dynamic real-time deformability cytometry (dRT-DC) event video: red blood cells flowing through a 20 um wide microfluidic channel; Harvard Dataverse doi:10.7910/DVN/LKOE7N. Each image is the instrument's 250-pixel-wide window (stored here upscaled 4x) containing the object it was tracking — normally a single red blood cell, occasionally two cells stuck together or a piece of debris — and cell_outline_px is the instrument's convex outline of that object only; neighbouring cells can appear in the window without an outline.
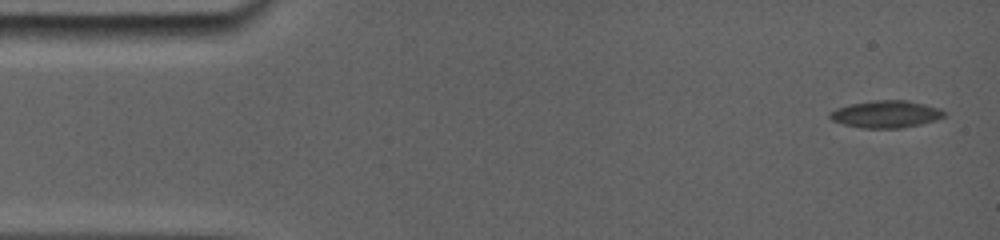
{"species": "common noctule bat (a hibernating species)", "species_latin": "Nyctalus noctula", "temperature_condition": "room temperature", "stored_images_in_passage": 7, "camera_frame_rate_fps": 5000, "um_per_image_px": 0.085, "animal": {"sex": "female", "body_mass_g": 19.0, "forearm_length_mm": 56.7}, "frame": {"image": 1, "passage_image": 1, "time_ms": 0.0, "image_size_px": [1000, 240], "cell_outline_px": [[944, 116], [932, 120], [916, 124], [896, 128], [864, 128], [844, 124], [832, 120], [828, 116], [836, 108], [852, 104], [876, 100], [904, 100], [924, 104], [936, 108], [944, 112]], "centroid_in_image_um": [75.24, 9.69], "position_along_channel_um": 9.8, "area_um2": 17.4}}
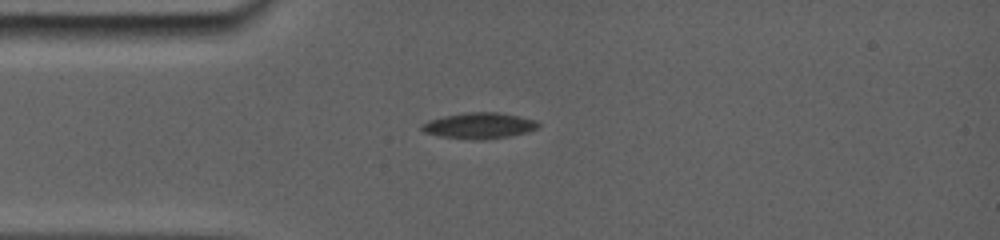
{"frame": {"image": 2, "passage_image": 5, "time_ms": 3.6, "image_size_px": [1000, 240], "cell_outline_px": [[540, 124], [536, 128], [520, 132], [500, 136], [448, 136], [428, 132], [420, 128], [428, 120], [444, 116], [468, 112], [496, 112], [516, 116], [532, 120]], "centroid_in_image_um": [40.69, 10.59], "position_along_channel_um": 44.3, "area_um2": 15.61}}
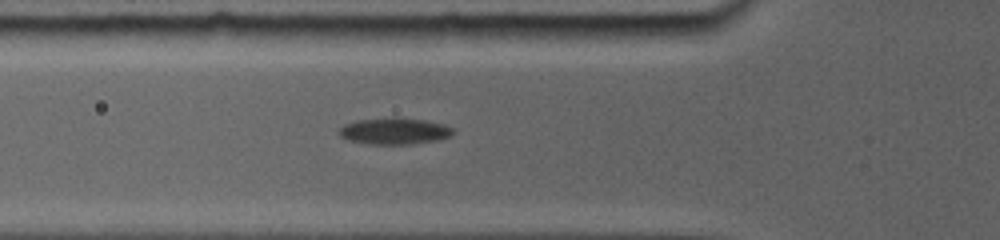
{"frame": {"image": 3, "passage_image": 7, "time_ms": 5.2, "image_size_px": [1000, 240], "cell_outline_px": [[452, 132], [448, 136], [432, 140], [404, 144], [376, 144], [352, 140], [344, 136], [340, 132], [340, 128], [356, 120], [392, 116], [424, 120], [444, 124], [452, 128]], "centroid_in_image_um": [33.54, 11.1], "position_along_channel_um": 92.3, "area_um2": 16.94}}